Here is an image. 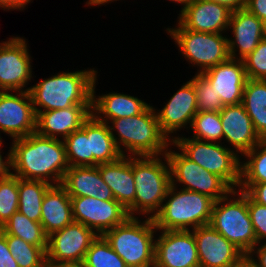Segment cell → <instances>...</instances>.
<instances>
[{
    "mask_svg": "<svg viewBox=\"0 0 266 267\" xmlns=\"http://www.w3.org/2000/svg\"><path fill=\"white\" fill-rule=\"evenodd\" d=\"M242 104L255 131L266 140V80L247 79Z\"/></svg>",
    "mask_w": 266,
    "mask_h": 267,
    "instance_id": "obj_28",
    "label": "cell"
},
{
    "mask_svg": "<svg viewBox=\"0 0 266 267\" xmlns=\"http://www.w3.org/2000/svg\"><path fill=\"white\" fill-rule=\"evenodd\" d=\"M74 222L71 198L61 185H52L46 192L42 205L40 223L47 236L62 230Z\"/></svg>",
    "mask_w": 266,
    "mask_h": 267,
    "instance_id": "obj_26",
    "label": "cell"
},
{
    "mask_svg": "<svg viewBox=\"0 0 266 267\" xmlns=\"http://www.w3.org/2000/svg\"><path fill=\"white\" fill-rule=\"evenodd\" d=\"M18 177L0 179V228L18 211Z\"/></svg>",
    "mask_w": 266,
    "mask_h": 267,
    "instance_id": "obj_37",
    "label": "cell"
},
{
    "mask_svg": "<svg viewBox=\"0 0 266 267\" xmlns=\"http://www.w3.org/2000/svg\"><path fill=\"white\" fill-rule=\"evenodd\" d=\"M11 148L12 175L24 180L62 183L69 169L66 148L61 139L44 137L36 132L13 140Z\"/></svg>",
    "mask_w": 266,
    "mask_h": 267,
    "instance_id": "obj_1",
    "label": "cell"
},
{
    "mask_svg": "<svg viewBox=\"0 0 266 267\" xmlns=\"http://www.w3.org/2000/svg\"><path fill=\"white\" fill-rule=\"evenodd\" d=\"M232 11L207 0H192L180 11L178 23L184 28L204 33H225Z\"/></svg>",
    "mask_w": 266,
    "mask_h": 267,
    "instance_id": "obj_17",
    "label": "cell"
},
{
    "mask_svg": "<svg viewBox=\"0 0 266 267\" xmlns=\"http://www.w3.org/2000/svg\"><path fill=\"white\" fill-rule=\"evenodd\" d=\"M248 212L257 238V244L266 240V206L254 202L248 196ZM264 240V241H262Z\"/></svg>",
    "mask_w": 266,
    "mask_h": 267,
    "instance_id": "obj_39",
    "label": "cell"
},
{
    "mask_svg": "<svg viewBox=\"0 0 266 267\" xmlns=\"http://www.w3.org/2000/svg\"><path fill=\"white\" fill-rule=\"evenodd\" d=\"M96 76L94 68L60 72L29 87L35 113L74 105H92V87Z\"/></svg>",
    "mask_w": 266,
    "mask_h": 267,
    "instance_id": "obj_2",
    "label": "cell"
},
{
    "mask_svg": "<svg viewBox=\"0 0 266 267\" xmlns=\"http://www.w3.org/2000/svg\"><path fill=\"white\" fill-rule=\"evenodd\" d=\"M200 267H232L245 254L210 225L192 230Z\"/></svg>",
    "mask_w": 266,
    "mask_h": 267,
    "instance_id": "obj_16",
    "label": "cell"
},
{
    "mask_svg": "<svg viewBox=\"0 0 266 267\" xmlns=\"http://www.w3.org/2000/svg\"><path fill=\"white\" fill-rule=\"evenodd\" d=\"M31 0H0V8L2 10H23L26 4L30 3Z\"/></svg>",
    "mask_w": 266,
    "mask_h": 267,
    "instance_id": "obj_44",
    "label": "cell"
},
{
    "mask_svg": "<svg viewBox=\"0 0 266 267\" xmlns=\"http://www.w3.org/2000/svg\"><path fill=\"white\" fill-rule=\"evenodd\" d=\"M202 74L210 81L224 106L242 103L243 90L248 79L243 60L230 58Z\"/></svg>",
    "mask_w": 266,
    "mask_h": 267,
    "instance_id": "obj_19",
    "label": "cell"
},
{
    "mask_svg": "<svg viewBox=\"0 0 266 267\" xmlns=\"http://www.w3.org/2000/svg\"><path fill=\"white\" fill-rule=\"evenodd\" d=\"M232 29L233 39L228 38L231 59L243 60L264 39L262 20L246 9L233 11L230 16L228 30ZM238 49V50H237ZM238 53L236 54V52ZM239 55V56H237Z\"/></svg>",
    "mask_w": 266,
    "mask_h": 267,
    "instance_id": "obj_23",
    "label": "cell"
},
{
    "mask_svg": "<svg viewBox=\"0 0 266 267\" xmlns=\"http://www.w3.org/2000/svg\"><path fill=\"white\" fill-rule=\"evenodd\" d=\"M248 79L266 80V38L243 59Z\"/></svg>",
    "mask_w": 266,
    "mask_h": 267,
    "instance_id": "obj_38",
    "label": "cell"
},
{
    "mask_svg": "<svg viewBox=\"0 0 266 267\" xmlns=\"http://www.w3.org/2000/svg\"><path fill=\"white\" fill-rule=\"evenodd\" d=\"M51 186L44 181L24 180L18 177V211L32 221L40 222L42 201Z\"/></svg>",
    "mask_w": 266,
    "mask_h": 267,
    "instance_id": "obj_29",
    "label": "cell"
},
{
    "mask_svg": "<svg viewBox=\"0 0 266 267\" xmlns=\"http://www.w3.org/2000/svg\"><path fill=\"white\" fill-rule=\"evenodd\" d=\"M193 131L192 138L221 143L223 139V126L219 112L203 111L197 112L191 123Z\"/></svg>",
    "mask_w": 266,
    "mask_h": 267,
    "instance_id": "obj_35",
    "label": "cell"
},
{
    "mask_svg": "<svg viewBox=\"0 0 266 267\" xmlns=\"http://www.w3.org/2000/svg\"><path fill=\"white\" fill-rule=\"evenodd\" d=\"M1 146H2V138L0 136V148H1Z\"/></svg>",
    "mask_w": 266,
    "mask_h": 267,
    "instance_id": "obj_52",
    "label": "cell"
},
{
    "mask_svg": "<svg viewBox=\"0 0 266 267\" xmlns=\"http://www.w3.org/2000/svg\"><path fill=\"white\" fill-rule=\"evenodd\" d=\"M245 9L260 20L266 19V0H245Z\"/></svg>",
    "mask_w": 266,
    "mask_h": 267,
    "instance_id": "obj_42",
    "label": "cell"
},
{
    "mask_svg": "<svg viewBox=\"0 0 266 267\" xmlns=\"http://www.w3.org/2000/svg\"><path fill=\"white\" fill-rule=\"evenodd\" d=\"M66 157L70 167L90 166V146L87 138V120L82 127L64 140Z\"/></svg>",
    "mask_w": 266,
    "mask_h": 267,
    "instance_id": "obj_34",
    "label": "cell"
},
{
    "mask_svg": "<svg viewBox=\"0 0 266 267\" xmlns=\"http://www.w3.org/2000/svg\"><path fill=\"white\" fill-rule=\"evenodd\" d=\"M162 157L133 156L134 217L151 213L149 217L153 218L162 206L171 186L169 162L165 154Z\"/></svg>",
    "mask_w": 266,
    "mask_h": 267,
    "instance_id": "obj_6",
    "label": "cell"
},
{
    "mask_svg": "<svg viewBox=\"0 0 266 267\" xmlns=\"http://www.w3.org/2000/svg\"><path fill=\"white\" fill-rule=\"evenodd\" d=\"M171 185L160 210L152 218L158 230H187L209 225L214 200ZM167 199V200H166ZM192 227V228H191Z\"/></svg>",
    "mask_w": 266,
    "mask_h": 267,
    "instance_id": "obj_4",
    "label": "cell"
},
{
    "mask_svg": "<svg viewBox=\"0 0 266 267\" xmlns=\"http://www.w3.org/2000/svg\"><path fill=\"white\" fill-rule=\"evenodd\" d=\"M226 6L232 12L245 9V0H207Z\"/></svg>",
    "mask_w": 266,
    "mask_h": 267,
    "instance_id": "obj_46",
    "label": "cell"
},
{
    "mask_svg": "<svg viewBox=\"0 0 266 267\" xmlns=\"http://www.w3.org/2000/svg\"><path fill=\"white\" fill-rule=\"evenodd\" d=\"M10 170H12L11 148L5 160H3V157L1 155V150H0V179H5L9 177L12 174Z\"/></svg>",
    "mask_w": 266,
    "mask_h": 267,
    "instance_id": "obj_45",
    "label": "cell"
},
{
    "mask_svg": "<svg viewBox=\"0 0 266 267\" xmlns=\"http://www.w3.org/2000/svg\"><path fill=\"white\" fill-rule=\"evenodd\" d=\"M92 105H74L66 109L36 113V133L50 138L64 140L78 131L92 115ZM60 135V136H58Z\"/></svg>",
    "mask_w": 266,
    "mask_h": 267,
    "instance_id": "obj_21",
    "label": "cell"
},
{
    "mask_svg": "<svg viewBox=\"0 0 266 267\" xmlns=\"http://www.w3.org/2000/svg\"><path fill=\"white\" fill-rule=\"evenodd\" d=\"M5 235L10 253L18 263L19 267H47L46 249L27 243L25 240L6 234Z\"/></svg>",
    "mask_w": 266,
    "mask_h": 267,
    "instance_id": "obj_31",
    "label": "cell"
},
{
    "mask_svg": "<svg viewBox=\"0 0 266 267\" xmlns=\"http://www.w3.org/2000/svg\"><path fill=\"white\" fill-rule=\"evenodd\" d=\"M239 190L244 191L254 202L266 206V182L239 185Z\"/></svg>",
    "mask_w": 266,
    "mask_h": 267,
    "instance_id": "obj_40",
    "label": "cell"
},
{
    "mask_svg": "<svg viewBox=\"0 0 266 267\" xmlns=\"http://www.w3.org/2000/svg\"><path fill=\"white\" fill-rule=\"evenodd\" d=\"M165 155L170 166L171 185L178 182L184 185L181 189L207 195L214 201L233 190L221 177L203 169L182 152L167 150Z\"/></svg>",
    "mask_w": 266,
    "mask_h": 267,
    "instance_id": "obj_10",
    "label": "cell"
},
{
    "mask_svg": "<svg viewBox=\"0 0 266 267\" xmlns=\"http://www.w3.org/2000/svg\"><path fill=\"white\" fill-rule=\"evenodd\" d=\"M19 92V93H18ZM12 140L36 131V113L29 91H0V132Z\"/></svg>",
    "mask_w": 266,
    "mask_h": 267,
    "instance_id": "obj_14",
    "label": "cell"
},
{
    "mask_svg": "<svg viewBox=\"0 0 266 267\" xmlns=\"http://www.w3.org/2000/svg\"><path fill=\"white\" fill-rule=\"evenodd\" d=\"M170 1H172V2L174 1L178 4H182L183 5V7L181 9V11H182L192 0H170Z\"/></svg>",
    "mask_w": 266,
    "mask_h": 267,
    "instance_id": "obj_49",
    "label": "cell"
},
{
    "mask_svg": "<svg viewBox=\"0 0 266 267\" xmlns=\"http://www.w3.org/2000/svg\"><path fill=\"white\" fill-rule=\"evenodd\" d=\"M110 130L123 156H163L172 141L162 132L155 108L149 105L139 115L111 120ZM117 132L116 135L113 131ZM125 151H123V148Z\"/></svg>",
    "mask_w": 266,
    "mask_h": 267,
    "instance_id": "obj_3",
    "label": "cell"
},
{
    "mask_svg": "<svg viewBox=\"0 0 266 267\" xmlns=\"http://www.w3.org/2000/svg\"><path fill=\"white\" fill-rule=\"evenodd\" d=\"M103 181L110 187L115 200L134 217L135 182L133 175V156H121L110 163L97 166Z\"/></svg>",
    "mask_w": 266,
    "mask_h": 267,
    "instance_id": "obj_22",
    "label": "cell"
},
{
    "mask_svg": "<svg viewBox=\"0 0 266 267\" xmlns=\"http://www.w3.org/2000/svg\"><path fill=\"white\" fill-rule=\"evenodd\" d=\"M197 112L196 92L191 80L183 84L159 112L155 109L161 130L171 141L174 136L169 134L188 124L190 127Z\"/></svg>",
    "mask_w": 266,
    "mask_h": 267,
    "instance_id": "obj_18",
    "label": "cell"
},
{
    "mask_svg": "<svg viewBox=\"0 0 266 267\" xmlns=\"http://www.w3.org/2000/svg\"><path fill=\"white\" fill-rule=\"evenodd\" d=\"M61 185L70 197H96L115 200L110 187L103 181L97 166L69 167Z\"/></svg>",
    "mask_w": 266,
    "mask_h": 267,
    "instance_id": "obj_25",
    "label": "cell"
},
{
    "mask_svg": "<svg viewBox=\"0 0 266 267\" xmlns=\"http://www.w3.org/2000/svg\"><path fill=\"white\" fill-rule=\"evenodd\" d=\"M155 230L158 231L151 217L142 222L135 216L102 236L128 267H154Z\"/></svg>",
    "mask_w": 266,
    "mask_h": 267,
    "instance_id": "obj_5",
    "label": "cell"
},
{
    "mask_svg": "<svg viewBox=\"0 0 266 267\" xmlns=\"http://www.w3.org/2000/svg\"><path fill=\"white\" fill-rule=\"evenodd\" d=\"M177 28H167L178 50L191 64L200 67L198 73L230 59L228 37L222 33H204L184 29L179 23Z\"/></svg>",
    "mask_w": 266,
    "mask_h": 267,
    "instance_id": "obj_9",
    "label": "cell"
},
{
    "mask_svg": "<svg viewBox=\"0 0 266 267\" xmlns=\"http://www.w3.org/2000/svg\"><path fill=\"white\" fill-rule=\"evenodd\" d=\"M113 1H117V0H88L87 2H86V4H87V6H92V5H105L106 3H109V2H113Z\"/></svg>",
    "mask_w": 266,
    "mask_h": 267,
    "instance_id": "obj_48",
    "label": "cell"
},
{
    "mask_svg": "<svg viewBox=\"0 0 266 267\" xmlns=\"http://www.w3.org/2000/svg\"><path fill=\"white\" fill-rule=\"evenodd\" d=\"M96 80L97 76L93 81L91 112L99 121L109 124L117 118L139 115L150 105L137 97L117 92L96 97Z\"/></svg>",
    "mask_w": 266,
    "mask_h": 267,
    "instance_id": "obj_24",
    "label": "cell"
},
{
    "mask_svg": "<svg viewBox=\"0 0 266 267\" xmlns=\"http://www.w3.org/2000/svg\"><path fill=\"white\" fill-rule=\"evenodd\" d=\"M243 156L247 157L248 160L241 162V181L239 185H254L255 183L266 182V140L259 142Z\"/></svg>",
    "mask_w": 266,
    "mask_h": 267,
    "instance_id": "obj_32",
    "label": "cell"
},
{
    "mask_svg": "<svg viewBox=\"0 0 266 267\" xmlns=\"http://www.w3.org/2000/svg\"><path fill=\"white\" fill-rule=\"evenodd\" d=\"M159 232L161 235L155 240L154 267H200L192 230H159Z\"/></svg>",
    "mask_w": 266,
    "mask_h": 267,
    "instance_id": "obj_15",
    "label": "cell"
},
{
    "mask_svg": "<svg viewBox=\"0 0 266 267\" xmlns=\"http://www.w3.org/2000/svg\"><path fill=\"white\" fill-rule=\"evenodd\" d=\"M24 38L12 37L0 43V91L24 89L32 78L31 56Z\"/></svg>",
    "mask_w": 266,
    "mask_h": 267,
    "instance_id": "obj_13",
    "label": "cell"
},
{
    "mask_svg": "<svg viewBox=\"0 0 266 267\" xmlns=\"http://www.w3.org/2000/svg\"><path fill=\"white\" fill-rule=\"evenodd\" d=\"M87 138L90 146V166L110 163L122 156L109 124L97 120L93 115L87 119Z\"/></svg>",
    "mask_w": 266,
    "mask_h": 267,
    "instance_id": "obj_27",
    "label": "cell"
},
{
    "mask_svg": "<svg viewBox=\"0 0 266 267\" xmlns=\"http://www.w3.org/2000/svg\"><path fill=\"white\" fill-rule=\"evenodd\" d=\"M232 267H257V265L249 255H244Z\"/></svg>",
    "mask_w": 266,
    "mask_h": 267,
    "instance_id": "obj_47",
    "label": "cell"
},
{
    "mask_svg": "<svg viewBox=\"0 0 266 267\" xmlns=\"http://www.w3.org/2000/svg\"><path fill=\"white\" fill-rule=\"evenodd\" d=\"M54 267H83V266L80 264V265H60V266H54Z\"/></svg>",
    "mask_w": 266,
    "mask_h": 267,
    "instance_id": "obj_51",
    "label": "cell"
},
{
    "mask_svg": "<svg viewBox=\"0 0 266 267\" xmlns=\"http://www.w3.org/2000/svg\"><path fill=\"white\" fill-rule=\"evenodd\" d=\"M74 222L82 223L97 235H103L130 216L116 200H100L96 197H70Z\"/></svg>",
    "mask_w": 266,
    "mask_h": 267,
    "instance_id": "obj_12",
    "label": "cell"
},
{
    "mask_svg": "<svg viewBox=\"0 0 266 267\" xmlns=\"http://www.w3.org/2000/svg\"><path fill=\"white\" fill-rule=\"evenodd\" d=\"M219 114L223 139L229 142L237 154L241 153L243 156L262 141L242 103L224 106Z\"/></svg>",
    "mask_w": 266,
    "mask_h": 267,
    "instance_id": "obj_20",
    "label": "cell"
},
{
    "mask_svg": "<svg viewBox=\"0 0 266 267\" xmlns=\"http://www.w3.org/2000/svg\"><path fill=\"white\" fill-rule=\"evenodd\" d=\"M196 92V103L198 112L210 111L220 112L224 105L210 81L202 74L196 73L191 79Z\"/></svg>",
    "mask_w": 266,
    "mask_h": 267,
    "instance_id": "obj_36",
    "label": "cell"
},
{
    "mask_svg": "<svg viewBox=\"0 0 266 267\" xmlns=\"http://www.w3.org/2000/svg\"><path fill=\"white\" fill-rule=\"evenodd\" d=\"M262 32H263L264 38H266V19L262 20Z\"/></svg>",
    "mask_w": 266,
    "mask_h": 267,
    "instance_id": "obj_50",
    "label": "cell"
},
{
    "mask_svg": "<svg viewBox=\"0 0 266 267\" xmlns=\"http://www.w3.org/2000/svg\"><path fill=\"white\" fill-rule=\"evenodd\" d=\"M172 144L188 159L221 177L232 189L239 187L241 181L240 155L231 148L222 146V143L219 142L213 143L183 136L173 137Z\"/></svg>",
    "mask_w": 266,
    "mask_h": 267,
    "instance_id": "obj_8",
    "label": "cell"
},
{
    "mask_svg": "<svg viewBox=\"0 0 266 267\" xmlns=\"http://www.w3.org/2000/svg\"><path fill=\"white\" fill-rule=\"evenodd\" d=\"M1 229L6 234L21 238L32 245L47 247L48 236L41 223L30 220L19 211L15 212Z\"/></svg>",
    "mask_w": 266,
    "mask_h": 267,
    "instance_id": "obj_30",
    "label": "cell"
},
{
    "mask_svg": "<svg viewBox=\"0 0 266 267\" xmlns=\"http://www.w3.org/2000/svg\"><path fill=\"white\" fill-rule=\"evenodd\" d=\"M81 265L83 267H128L102 235H98L91 243Z\"/></svg>",
    "mask_w": 266,
    "mask_h": 267,
    "instance_id": "obj_33",
    "label": "cell"
},
{
    "mask_svg": "<svg viewBox=\"0 0 266 267\" xmlns=\"http://www.w3.org/2000/svg\"><path fill=\"white\" fill-rule=\"evenodd\" d=\"M209 225L245 255H249L257 244L248 212V195L239 189L231 190L226 196L214 202Z\"/></svg>",
    "mask_w": 266,
    "mask_h": 267,
    "instance_id": "obj_7",
    "label": "cell"
},
{
    "mask_svg": "<svg viewBox=\"0 0 266 267\" xmlns=\"http://www.w3.org/2000/svg\"><path fill=\"white\" fill-rule=\"evenodd\" d=\"M97 234L82 223L73 222L48 236L47 267L82 264Z\"/></svg>",
    "mask_w": 266,
    "mask_h": 267,
    "instance_id": "obj_11",
    "label": "cell"
},
{
    "mask_svg": "<svg viewBox=\"0 0 266 267\" xmlns=\"http://www.w3.org/2000/svg\"><path fill=\"white\" fill-rule=\"evenodd\" d=\"M254 255L257 259L253 257ZM249 256L256 263L257 267H266V242H262L260 245L256 244V246L249 253Z\"/></svg>",
    "mask_w": 266,
    "mask_h": 267,
    "instance_id": "obj_43",
    "label": "cell"
},
{
    "mask_svg": "<svg viewBox=\"0 0 266 267\" xmlns=\"http://www.w3.org/2000/svg\"><path fill=\"white\" fill-rule=\"evenodd\" d=\"M0 267H19L18 263L10 253L6 237L0 231Z\"/></svg>",
    "mask_w": 266,
    "mask_h": 267,
    "instance_id": "obj_41",
    "label": "cell"
}]
</instances>
